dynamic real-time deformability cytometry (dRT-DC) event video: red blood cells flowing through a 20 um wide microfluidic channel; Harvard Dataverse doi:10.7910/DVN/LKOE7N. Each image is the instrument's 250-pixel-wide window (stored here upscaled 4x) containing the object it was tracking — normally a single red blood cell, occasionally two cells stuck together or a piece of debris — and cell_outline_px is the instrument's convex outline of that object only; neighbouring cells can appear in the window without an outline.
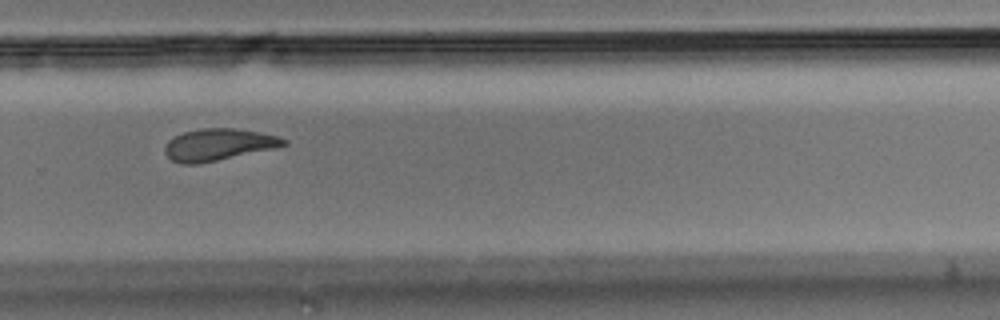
{"species": "Egyptian fruit bat (a non-hibernating species)", "species_latin": "Rousettus aegyptiacus", "temperature_condition": "room temperature", "stored_images_in_passage": 11, "camera_frame_rate_fps": 3000, "um_per_image_px": 0.085, "animal": {"sex": "male"}, "frame": {"image": 1, "passage_image": 11, "time_ms": 3.333, "image_size_px": [1000, 320], "cell_outline_px": [[288, 144], [276, 148], [196, 164], [180, 164], [172, 160], [164, 152], [164, 148], [168, 140], [184, 132], [200, 128], [232, 128], [260, 132], [276, 136], [288, 140]], "centroid_in_image_um": [18.56, 12.29], "position_along_channel_um": 311.2, "area_um2": 21.91}}